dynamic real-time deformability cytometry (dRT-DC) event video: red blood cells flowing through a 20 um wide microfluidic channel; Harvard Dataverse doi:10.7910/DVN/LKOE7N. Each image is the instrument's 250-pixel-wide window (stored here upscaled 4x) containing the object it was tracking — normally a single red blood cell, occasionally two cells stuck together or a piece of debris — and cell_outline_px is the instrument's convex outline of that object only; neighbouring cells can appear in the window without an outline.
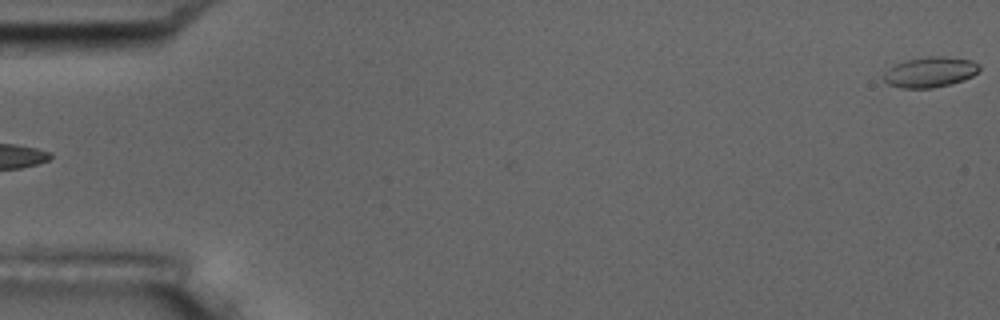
{"species": "common noctule bat (a hibernating species)", "species_latin": "Nyctalus noctula", "temperature_condition": "room temperature", "stored_images_in_passage": 6, "segment_of_instrument_passage": [2, 2], "camera_frame_rate_fps": 3000, "um_per_image_px": 0.085, "animal": {"sex": "male", "body_mass_g": 17.5, "forearm_length_mm": 52.3}, "frame": {"image": 1, "passage_image": 6, "time_ms": 6.333, "image_size_px": [1000, 320], "cell_outline_px": [[980, 68], [972, 76], [964, 80], [932, 88], [900, 88], [888, 84], [884, 80], [884, 72], [888, 68], [904, 60], [928, 56], [944, 56], [972, 60], [980, 64]], "centroid_in_image_um": [79.05, 6.12], "position_along_channel_um": 6.0, "area_um2": 16.99}}